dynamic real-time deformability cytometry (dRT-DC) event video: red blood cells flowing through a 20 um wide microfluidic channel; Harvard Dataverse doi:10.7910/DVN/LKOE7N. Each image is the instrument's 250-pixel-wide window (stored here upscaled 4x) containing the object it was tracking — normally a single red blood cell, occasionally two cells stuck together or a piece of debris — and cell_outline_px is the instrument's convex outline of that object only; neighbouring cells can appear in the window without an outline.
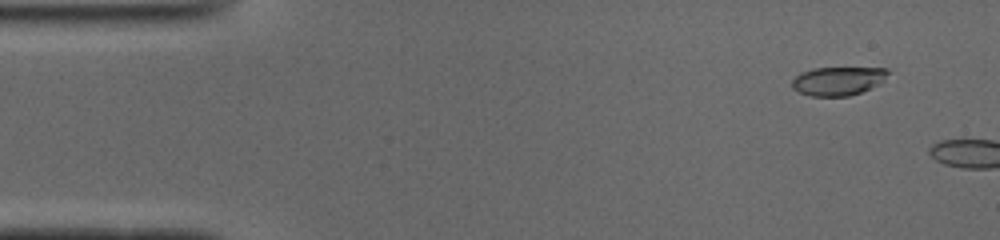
{"species": "common noctule bat (a hibernating species)", "species_latin": "Nyctalus noctula", "temperature_condition": "cold", "stored_images_in_passage": 6, "camera_frame_rate_fps": 3000, "um_per_image_px": 0.085, "animal": {"sex": "male", "body_mass_g": 19.0, "forearm_length_mm": 50.8}, "frame": {"image": 1, "passage_image": 3, "time_ms": 0.667, "image_size_px": [1000, 240], "cell_outline_px": [[888, 72], [884, 80], [860, 92], [848, 96], [812, 96], [800, 92], [792, 88], [792, 80], [800, 72], [812, 68], [888, 68]], "centroid_in_image_um": [71.18, 6.87], "position_along_channel_um": 13.8, "area_um2": 15.78}}